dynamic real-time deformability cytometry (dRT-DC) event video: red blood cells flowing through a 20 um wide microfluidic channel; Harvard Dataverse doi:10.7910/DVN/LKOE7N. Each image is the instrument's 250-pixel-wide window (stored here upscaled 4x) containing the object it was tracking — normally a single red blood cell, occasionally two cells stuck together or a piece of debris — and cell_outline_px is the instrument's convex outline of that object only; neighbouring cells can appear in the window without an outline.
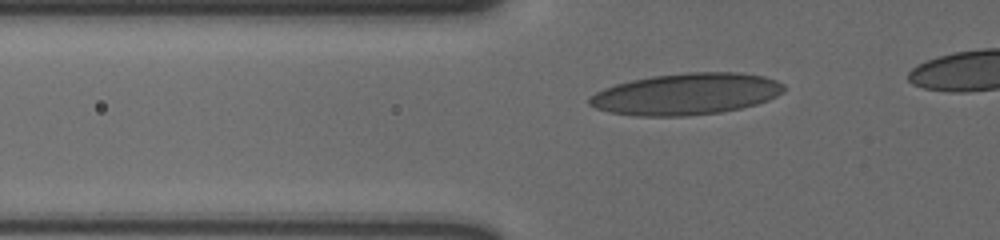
{"species": "human", "species_latin": "Homo sapiens", "temperature_condition": "cold", "stored_images_in_passage": 38, "camera_frame_rate_fps": 3000, "um_per_image_px": 0.085, "donor": {"sex": "male"}, "frame": {"image": 1, "passage_image": 6, "time_ms": 1.667, "image_size_px": [1000, 240], "cell_outline_px": [[784, 92], [768, 100], [756, 104], [740, 108], [720, 112], [684, 116], [636, 116], [612, 112], [596, 108], [588, 104], [588, 96], [604, 88], [616, 84], [632, 80], [652, 76], [684, 72], [740, 72], [764, 76], [776, 80], [784, 84]], "centroid_in_image_um": [58.33, 7.98], "position_along_channel_um": 67.5, "area_um2": 47.16}}
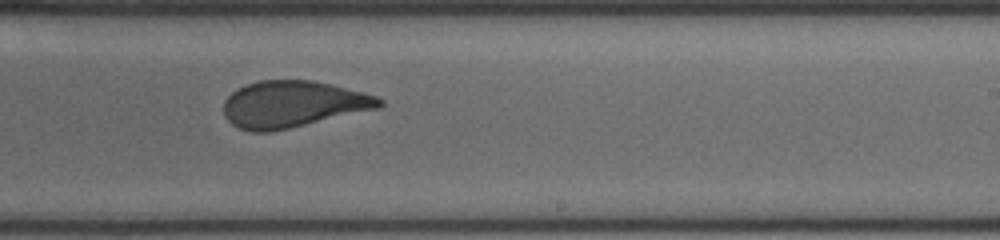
{"frame": {"image": 2, "passage_image": 23, "time_ms": 7.333, "image_size_px": [1000, 240], "cell_outline_px": [[384, 104], [380, 108], [288, 128], [268, 132], [252, 132], [240, 128], [232, 124], [224, 116], [224, 100], [232, 92], [244, 84], [260, 80], [312, 80], [376, 96], [384, 100]], "centroid_in_image_um": [24.86, 8.85], "position_along_channel_um": 264.1, "area_um2": 41.96}}
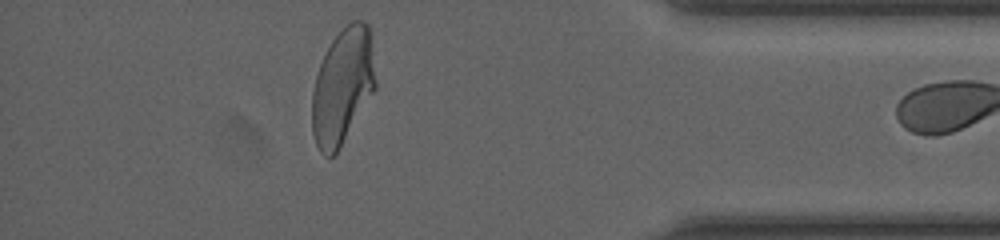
{"frame": {"image": 3, "passage_image": 37, "time_ms": 12.0, "image_size_px": [1000, 240], "cell_outline_px": [[376, 88], [336, 152], [332, 156], [324, 156], [320, 152], [316, 144], [312, 132], [312, 92], [316, 76], [320, 64], [332, 40], [352, 20], [364, 20], [368, 24], [376, 80]], "centroid_in_image_um": [29.11, 7.33], "position_along_channel_um": 406.1, "area_um2": 42.19}}